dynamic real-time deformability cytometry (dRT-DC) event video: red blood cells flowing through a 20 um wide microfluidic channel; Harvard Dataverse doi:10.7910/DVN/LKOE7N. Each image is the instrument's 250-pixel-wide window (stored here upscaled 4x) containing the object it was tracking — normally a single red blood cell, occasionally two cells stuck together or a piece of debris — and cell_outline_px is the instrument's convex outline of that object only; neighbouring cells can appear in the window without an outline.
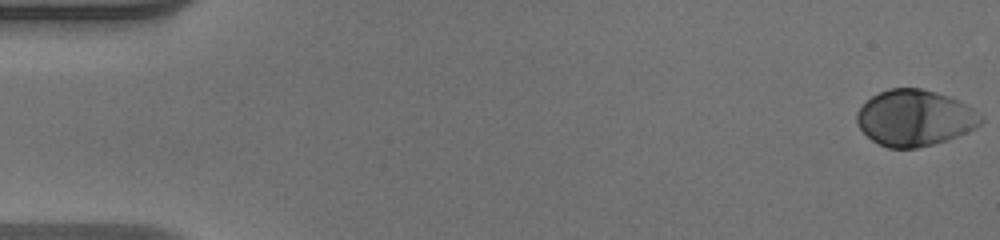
{"species": "human", "species_latin": "Homo sapiens", "temperature_condition": "warm", "stored_images_in_passage": 50, "camera_frame_rate_fps": 3000, "um_per_image_px": 0.085, "donor": {"sex": "male"}, "frame": {"image": 1, "passage_image": 1, "time_ms": 0.0, "image_size_px": [1000, 240], "cell_outline_px": [[984, 120], [976, 128], [956, 136], [932, 144], [916, 148], [888, 148], [872, 140], [860, 128], [856, 120], [856, 112], [872, 96], [888, 88], [920, 88], [936, 92], [948, 96], [972, 108], [984, 116]], "centroid_in_image_um": [77.75, 10.02], "position_along_channel_um": 7.2, "area_um2": 40.23}}
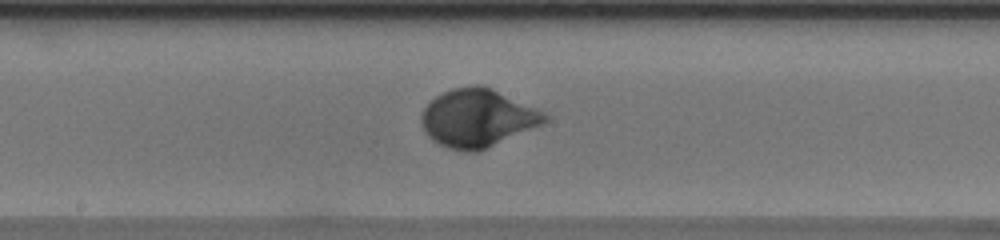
{"frame": {"image": 2, "passage_image": 27, "time_ms": 8.667, "image_size_px": [1000, 240], "cell_outline_px": [[548, 120], [544, 124], [476, 152], [468, 152], [448, 148], [440, 144], [428, 136], [420, 120], [420, 116], [424, 108], [436, 96], [452, 88], [472, 84], [480, 84], [492, 88], [536, 108], [544, 112], [548, 116]], "centroid_in_image_um": [40.6, 10.02], "position_along_channel_um": 207.6, "area_um2": 41.5}}
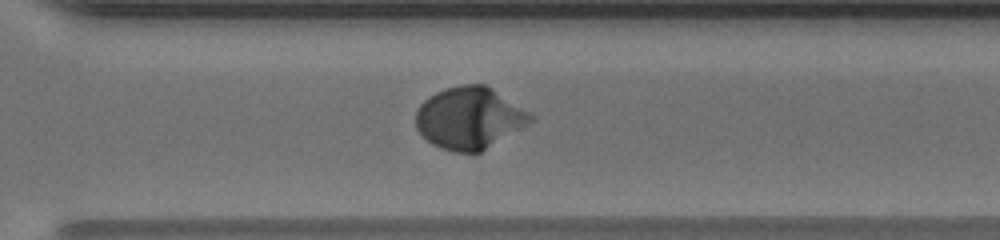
{"frame": {"image": 3, "passage_image": 36, "time_ms": 11.667, "image_size_px": [1000, 240], "cell_outline_px": [[536, 116], [532, 120], [480, 152], [452, 152], [440, 148], [432, 144], [416, 128], [416, 112], [420, 104], [428, 96], [436, 92], [460, 84], [484, 84], [492, 88]], "centroid_in_image_um": [39.86, 10.02], "position_along_channel_um": 330.7, "area_um2": 40.86}, "authors_computed_cell_mechanics": {"area_um2": 39.6508, "velocity_mm_per_s": 4.1132, "shape_relaxation_time_tau1_ms": 2.2285, "shape_relaxation_time_tau2_ms": null, "deformation_change_tau1": 0.1674, "deformation_change_tau2": null}}